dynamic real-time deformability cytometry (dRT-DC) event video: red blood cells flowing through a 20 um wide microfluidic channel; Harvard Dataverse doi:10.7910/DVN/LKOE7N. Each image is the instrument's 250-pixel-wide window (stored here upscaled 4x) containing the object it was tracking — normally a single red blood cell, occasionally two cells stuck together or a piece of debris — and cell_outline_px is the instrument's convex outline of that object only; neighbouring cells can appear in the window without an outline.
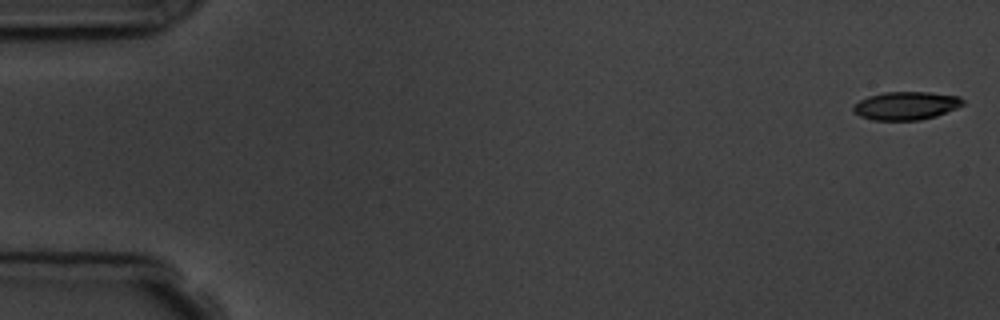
{"species": "common noctule bat (a hibernating species)", "species_latin": "Nyctalus noctula", "temperature_condition": "room temperature", "stored_images_in_passage": 5, "camera_frame_rate_fps": 3000, "um_per_image_px": 0.085, "animal": {"sex": "male", "body_mass_g": 19.5, "forearm_length_mm": 54.6}, "frame": {"image": 1, "passage_image": 1, "time_ms": 0.0, "image_size_px": [1000, 320], "cell_outline_px": [[964, 104], [956, 108], [936, 116], [920, 120], [872, 120], [860, 116], [852, 112], [852, 104], [868, 96], [884, 92], [928, 92], [960, 96], [964, 100]], "centroid_in_image_um": [76.98, 8.98], "position_along_channel_um": 8.0, "area_um2": 18.15}}
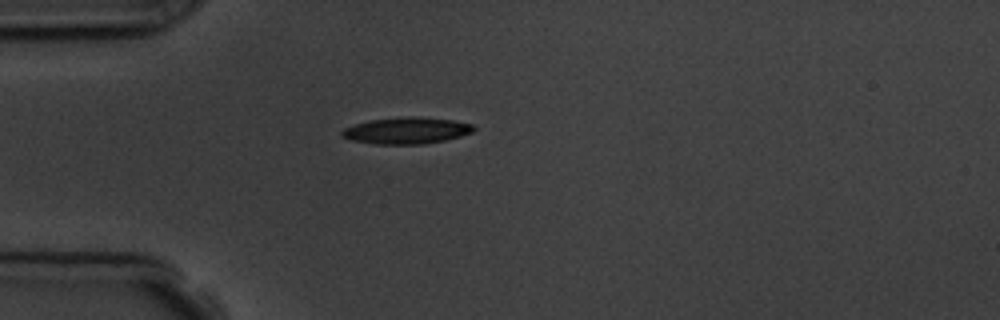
{"frame": {"image": 2, "passage_image": 5, "time_ms": 4.667, "image_size_px": [1000, 320], "cell_outline_px": [[476, 128], [472, 132], [460, 136], [444, 140], [424, 144], [376, 144], [352, 140], [340, 136], [340, 132], [344, 128], [356, 124], [372, 120], [408, 116], [416, 116], [452, 120], [472, 124]], "centroid_in_image_um": [34.55, 11.1], "position_along_channel_um": 50.4, "area_um2": 20.23}}